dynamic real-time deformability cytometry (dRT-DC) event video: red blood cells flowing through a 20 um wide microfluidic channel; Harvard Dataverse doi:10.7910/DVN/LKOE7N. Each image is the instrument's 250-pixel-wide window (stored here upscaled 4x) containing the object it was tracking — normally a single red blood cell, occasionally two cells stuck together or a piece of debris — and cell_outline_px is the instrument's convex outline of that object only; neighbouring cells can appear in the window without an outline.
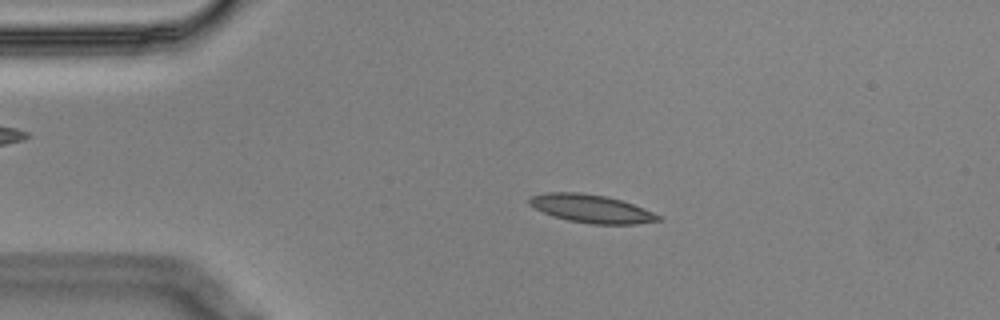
{"species": "Egyptian fruit bat (a non-hibernating species)", "species_latin": "Rousettus aegyptiacus", "temperature_condition": "cold", "stored_images_in_passage": 56, "camera_frame_rate_fps": 3000, "um_per_image_px": 0.085, "animal": {"sex": "male"}, "frame": {"image": 1, "passage_image": 11, "time_ms": 3.333, "image_size_px": [1000, 320], "cell_outline_px": [[664, 216], [660, 220], [636, 224], [592, 224], [568, 220], [552, 216], [528, 204], [528, 200], [532, 196], [548, 192], [580, 192], [604, 196], [620, 200], [632, 204]], "centroid_in_image_um": [50.27, 17.74], "position_along_channel_um": 34.7, "area_um2": 20.98}}
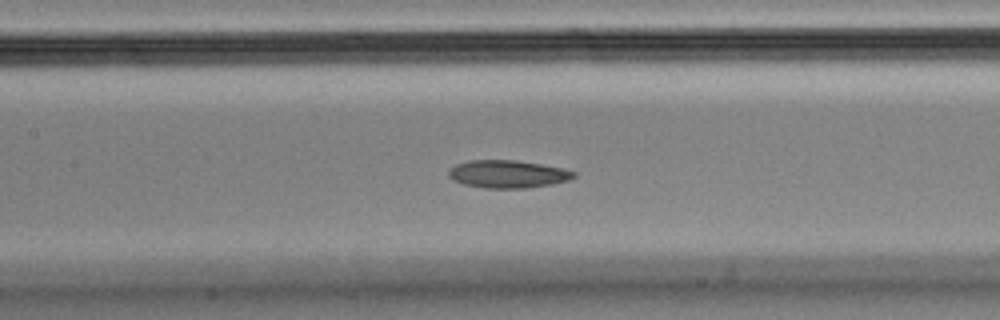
{"frame": {"image": 2, "passage_image": 25, "time_ms": 8.0, "image_size_px": [1000, 320], "cell_outline_px": [[576, 176], [568, 180], [552, 184], [524, 188], [484, 188], [464, 184], [448, 176], [448, 172], [456, 164], [468, 160], [516, 160], [564, 168], [576, 172]], "centroid_in_image_um": [43.18, 14.79], "position_along_channel_um": 164.2, "area_um2": 20.11}}
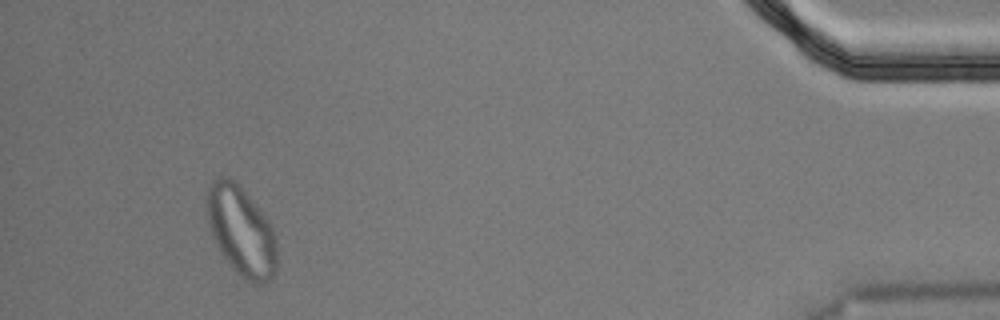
{"frame": {"image": 3, "passage_image": 52, "time_ms": 17.0, "image_size_px": [1000, 320], "cell_outline_px": [[276, 268], [272, 276], [268, 280], [260, 284], [252, 284], [244, 280], [236, 272], [220, 252], [216, 244], [208, 220], [208, 184], [212, 180], [220, 176], [224, 176], [232, 180], [248, 196], [268, 220], [272, 228], [276, 240]], "centroid_in_image_um": [20.51, 19.68], "position_along_channel_um": 414.7, "area_um2": 35.78}, "authors_computed_cell_mechanics": {"area_um2": 20.6635, "velocity_mm_per_s": 3.5408, "shape_relaxation_time_tau1_ms": null, "shape_relaxation_time_tau2_ms": 4.8049, "deformation_change_tau1": null, "deformation_change_tau2": 0.0998}}